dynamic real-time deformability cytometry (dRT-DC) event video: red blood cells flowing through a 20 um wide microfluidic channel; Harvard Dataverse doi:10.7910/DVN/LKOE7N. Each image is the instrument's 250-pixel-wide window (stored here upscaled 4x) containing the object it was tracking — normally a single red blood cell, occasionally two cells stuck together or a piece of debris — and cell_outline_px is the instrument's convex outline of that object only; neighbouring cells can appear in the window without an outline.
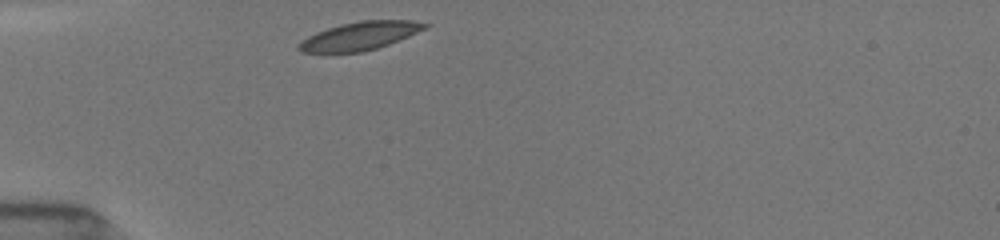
{"species": "common noctule bat (a hibernating species)", "species_latin": "Nyctalus noctula", "temperature_condition": "room temperature", "stored_images_in_passage": 4, "camera_frame_rate_fps": 3000, "um_per_image_px": 0.085, "animal": {"sex": "female", "body_mass_g": 19.5, "forearm_length_mm": 54.1}, "frame": {"image": 1, "passage_image": 1, "time_ms": 0.0, "image_size_px": [1000, 240], "cell_outline_px": [[432, 24], [428, 28], [388, 44], [376, 48], [360, 52], [300, 52], [296, 48], [308, 36], [316, 32], [340, 24], [360, 20], [412, 20]], "centroid_in_image_um": [30.63, 3.03], "position_along_channel_um": 54.4, "area_um2": 20.58}}